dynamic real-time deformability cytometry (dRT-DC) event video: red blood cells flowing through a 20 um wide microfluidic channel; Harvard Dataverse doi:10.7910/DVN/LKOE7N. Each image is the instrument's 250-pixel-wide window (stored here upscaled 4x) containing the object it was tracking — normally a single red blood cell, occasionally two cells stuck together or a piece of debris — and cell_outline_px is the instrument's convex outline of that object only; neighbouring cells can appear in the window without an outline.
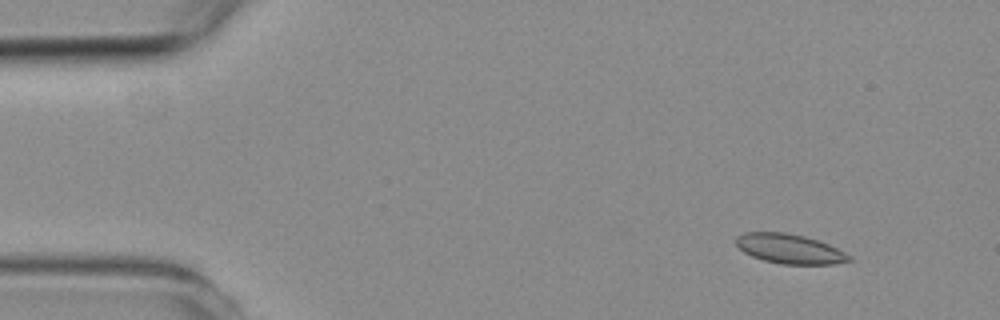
{"species": "common noctule bat (a hibernating species)", "species_latin": "Nyctalus noctula", "temperature_condition": "room temperature", "stored_images_in_passage": 4, "camera_frame_rate_fps": 3000, "um_per_image_px": 0.085, "animal": {"sex": "female", "body_mass_g": 19.3, "forearm_length_mm": 54.1}, "frame": {"image": 1, "passage_image": 1, "time_ms": 0.0, "image_size_px": [1000, 320], "cell_outline_px": [[852, 260], [832, 264], [780, 264], [764, 260], [752, 256], [744, 252], [736, 244], [736, 236], [744, 232], [784, 232], [804, 236], [828, 244], [852, 256]], "centroid_in_image_um": [67.1, 21.15], "position_along_channel_um": 17.9, "area_um2": 19.36}}
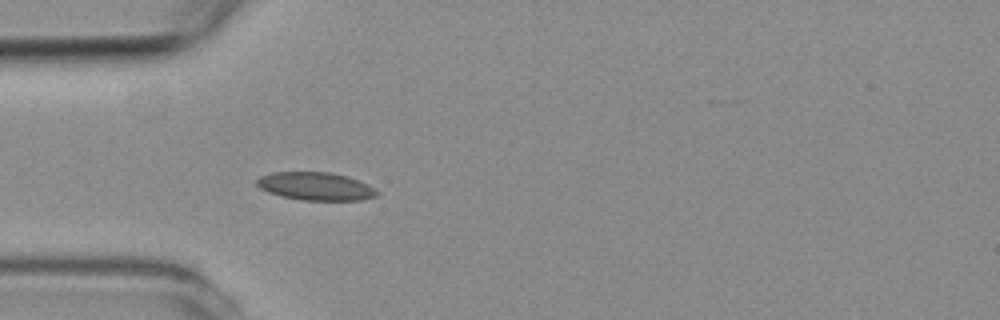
{"frame": {"image": 2, "passage_image": 4, "time_ms": 3.333, "image_size_px": [1000, 320], "cell_outline_px": [[380, 192], [376, 196], [360, 200], [300, 200], [280, 196], [268, 192], [260, 188], [256, 184], [256, 180], [260, 176], [272, 172], [328, 172], [348, 176], [360, 180], [376, 188]], "centroid_in_image_um": [26.85, 15.83], "position_along_channel_um": 58.2, "area_um2": 19.83}}